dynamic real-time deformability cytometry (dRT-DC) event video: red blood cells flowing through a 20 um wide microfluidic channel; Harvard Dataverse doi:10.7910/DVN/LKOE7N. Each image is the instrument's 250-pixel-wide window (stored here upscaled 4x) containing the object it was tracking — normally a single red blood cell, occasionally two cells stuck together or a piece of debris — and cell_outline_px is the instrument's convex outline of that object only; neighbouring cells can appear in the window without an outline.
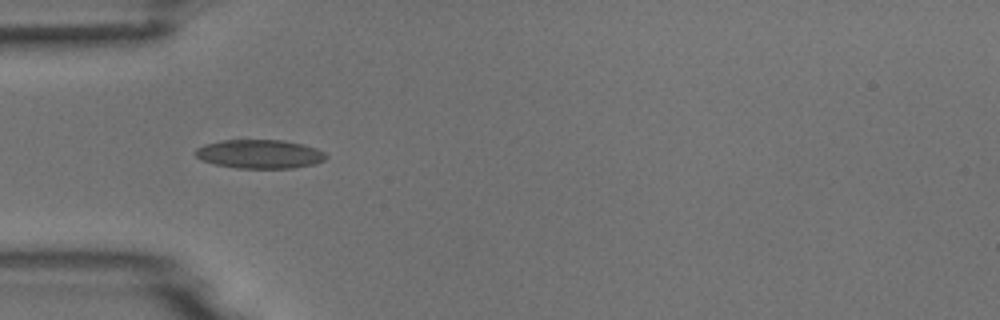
{"species": "common noctule bat (a hibernating species)", "species_latin": "Nyctalus noctula", "temperature_condition": "room temperature", "stored_images_in_passage": 1, "camera_frame_rate_fps": 3000, "um_per_image_px": 0.085, "animal": {"sex": "male", "body_mass_g": 18.8}, "frame": {"image": 1, "passage_image": 1, "time_ms": 0.0, "image_size_px": [1000, 320], "cell_outline_px": [[328, 156], [324, 160], [312, 164], [292, 168], [236, 168], [216, 164], [200, 160], [192, 152], [196, 148], [204, 144], [224, 140], [284, 140], [304, 144], [316, 148], [324, 152]], "centroid_in_image_um": [22.04, 13.09], "position_along_channel_um": 63.0, "area_um2": 22.02}}